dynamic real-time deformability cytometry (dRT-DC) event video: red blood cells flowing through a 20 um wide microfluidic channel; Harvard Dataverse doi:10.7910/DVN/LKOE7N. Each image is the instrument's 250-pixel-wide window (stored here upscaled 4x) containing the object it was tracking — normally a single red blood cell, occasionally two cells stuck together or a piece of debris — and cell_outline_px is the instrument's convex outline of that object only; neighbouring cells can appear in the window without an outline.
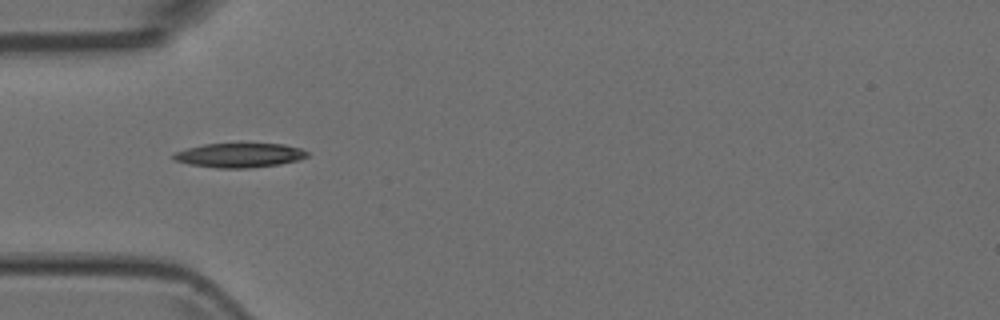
{"species": "Egyptian fruit bat (a non-hibernating species)", "species_latin": "Rousettus aegyptiacus", "temperature_condition": "room temperature", "stored_images_in_passage": 6, "camera_frame_rate_fps": 3000, "um_per_image_px": 0.085, "animal": {"sex": "female"}, "frame": {"image": 1, "passage_image": 4, "time_ms": 1.0, "image_size_px": [1000, 320], "cell_outline_px": [[308, 156], [300, 160], [280, 164], [248, 168], [216, 168], [188, 164], [172, 160], [172, 152], [204, 144], [284, 144], [300, 148], [308, 152]], "centroid_in_image_um": [20.32, 13.2], "position_along_channel_um": 64.7, "area_um2": 19.07}}
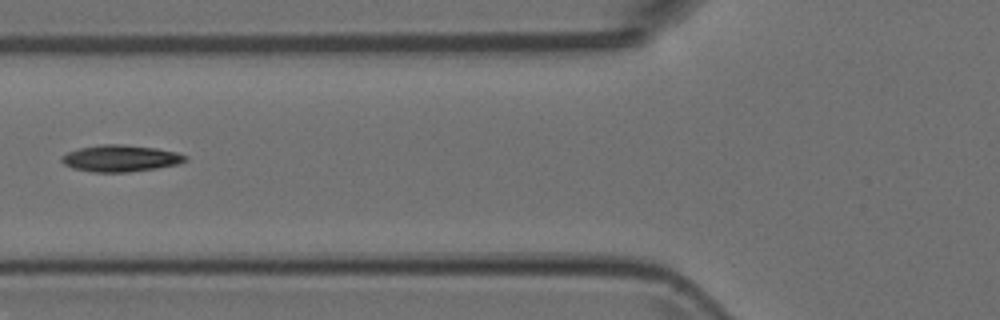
{"frame": {"image": 2, "passage_image": 5, "time_ms": 1.333, "image_size_px": [1000, 320], "cell_outline_px": [[188, 160], [180, 164], [156, 168], [128, 172], [92, 172], [72, 168], [64, 164], [60, 160], [68, 152], [80, 148], [100, 144], [124, 144], [156, 148], [176, 152], [188, 156]], "centroid_in_image_um": [10.28, 13.46], "position_along_channel_um": 115.5, "area_um2": 19.25}}
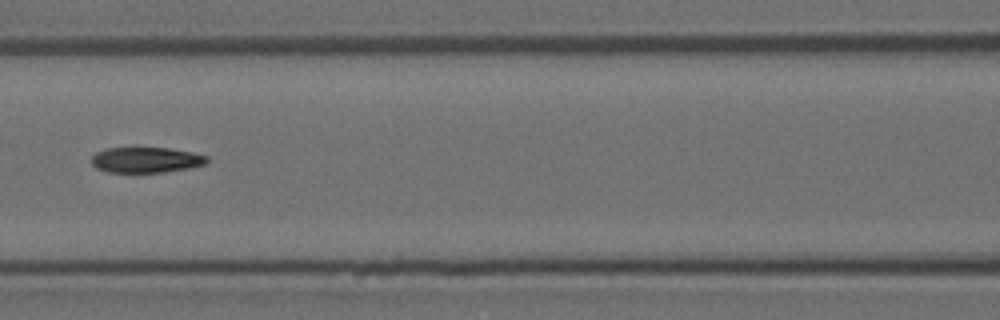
{"frame": {"image": 3, "passage_image": 6, "time_ms": 1.667, "image_size_px": [1000, 320], "cell_outline_px": [[208, 164], [188, 168], [164, 172], [108, 172], [96, 168], [92, 164], [92, 156], [96, 152], [108, 148], [132, 144], [168, 148], [192, 152], [208, 156]], "centroid_in_image_um": [12.39, 13.54], "position_along_channel_um": 154.2, "area_um2": 18.03}}